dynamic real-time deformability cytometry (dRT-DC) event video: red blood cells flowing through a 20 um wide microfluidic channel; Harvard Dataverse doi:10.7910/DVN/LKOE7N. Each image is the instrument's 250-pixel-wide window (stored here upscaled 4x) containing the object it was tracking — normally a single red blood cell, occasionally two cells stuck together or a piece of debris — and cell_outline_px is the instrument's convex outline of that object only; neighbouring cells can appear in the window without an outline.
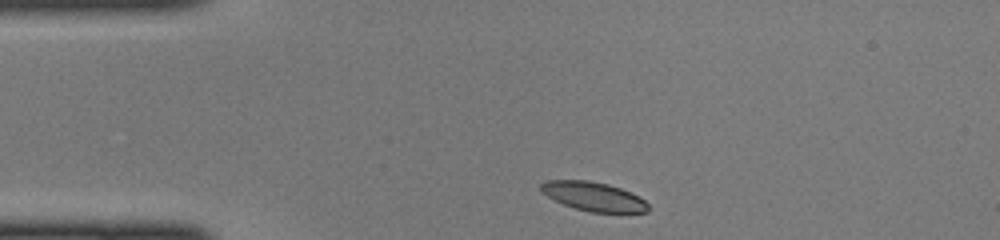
{"species": "common noctule bat (a hibernating species)", "species_latin": "Nyctalus noctula", "temperature_condition": "cold", "stored_images_in_passage": 39, "camera_frame_rate_fps": 3000, "um_per_image_px": 0.085, "animal": {"sex": "female", "body_mass_g": 22.0, "forearm_length_mm": 56.7}, "frame": {"image": 1, "passage_image": 1, "time_ms": 0.0, "image_size_px": [1000, 240], "cell_outline_px": [[648, 212], [592, 212], [576, 208], [564, 204], [540, 192], [540, 184], [544, 180], [588, 180], [608, 184], [620, 188], [640, 196], [648, 204]], "centroid_in_image_um": [50.44, 16.68], "position_along_channel_um": 34.6, "area_um2": 18.03}}
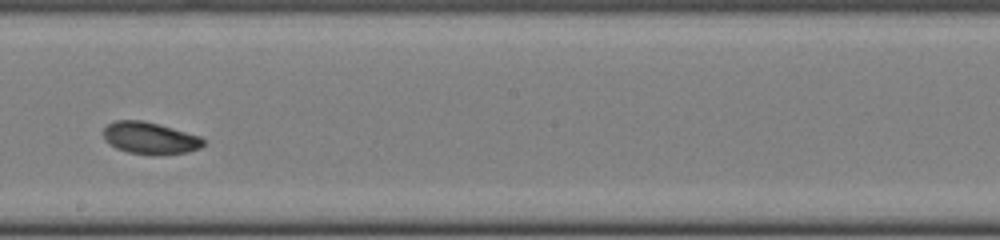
{"frame": {"image": 2, "passage_image": 18, "time_ms": 5.667, "image_size_px": [1000, 240], "cell_outline_px": [[204, 144], [200, 148], [188, 152], [128, 152], [116, 148], [108, 144], [104, 140], [104, 128], [108, 124], [116, 120], [140, 120], [172, 128], [200, 136], [204, 140]], "centroid_in_image_um": [12.7, 11.7], "position_along_channel_um": 235.5, "area_um2": 17.8}}
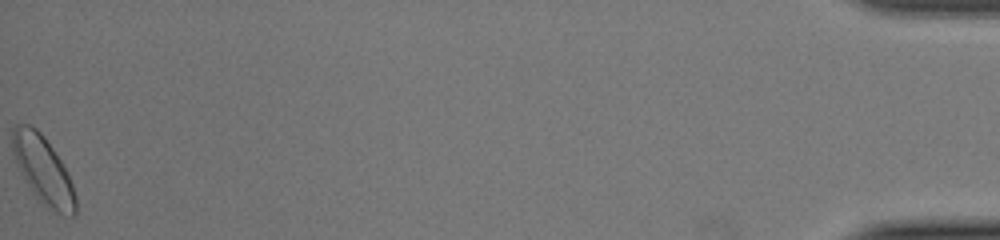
{"frame": {"image": 3, "passage_image": 39, "time_ms": 12.667, "image_size_px": [1000, 240], "cell_outline_px": [[76, 216], [64, 216], [48, 208], [32, 192], [12, 152], [12, 128], [16, 124], [28, 124], [36, 128], [44, 136], [68, 172], [76, 196]], "centroid_in_image_um": [3.69, 14.45], "position_along_channel_um": 431.5, "area_um2": 24.57}}